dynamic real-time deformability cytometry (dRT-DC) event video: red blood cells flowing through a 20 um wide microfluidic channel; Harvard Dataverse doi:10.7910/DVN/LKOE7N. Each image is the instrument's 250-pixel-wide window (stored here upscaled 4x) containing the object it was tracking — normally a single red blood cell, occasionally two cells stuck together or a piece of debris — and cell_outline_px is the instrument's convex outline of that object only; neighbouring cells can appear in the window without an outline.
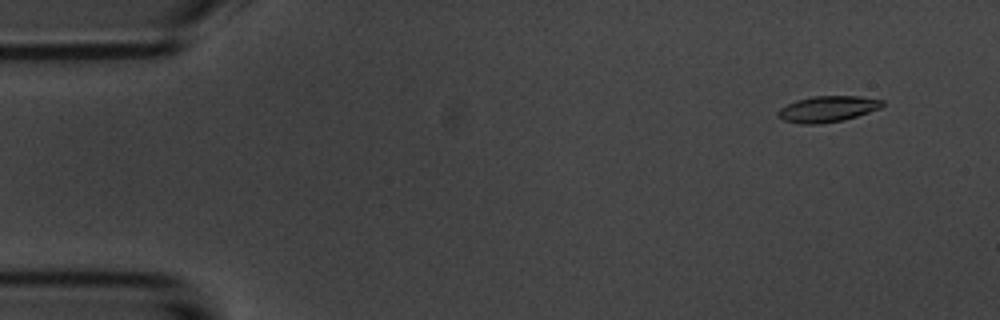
{"species": "common noctule bat (a hibernating species)", "species_latin": "Nyctalus noctula", "temperature_condition": "room temperature", "stored_images_in_passage": 5, "camera_frame_rate_fps": 3000, "um_per_image_px": 0.085, "animal": {"sex": "male", "body_mass_g": 20.1, "forearm_length_mm": 53.5}, "frame": {"image": 1, "passage_image": 2, "time_ms": 1.0, "image_size_px": [1000, 320], "cell_outline_px": [[884, 104], [880, 108], [844, 120], [820, 124], [800, 124], [784, 120], [776, 112], [780, 108], [796, 100], [812, 96], [860, 96], [884, 100]], "centroid_in_image_um": [70.35, 9.26], "position_along_channel_um": 14.6, "area_um2": 15.78}}